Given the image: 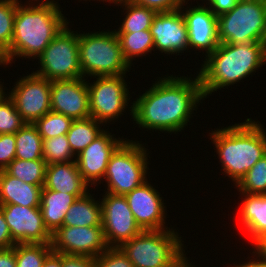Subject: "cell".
<instances>
[{
    "label": "cell",
    "instance_id": "cell-3",
    "mask_svg": "<svg viewBox=\"0 0 266 267\" xmlns=\"http://www.w3.org/2000/svg\"><path fill=\"white\" fill-rule=\"evenodd\" d=\"M199 78L203 97L223 87L249 77L266 63V43H219L216 50L206 56Z\"/></svg>",
    "mask_w": 266,
    "mask_h": 267
},
{
    "label": "cell",
    "instance_id": "cell-38",
    "mask_svg": "<svg viewBox=\"0 0 266 267\" xmlns=\"http://www.w3.org/2000/svg\"><path fill=\"white\" fill-rule=\"evenodd\" d=\"M133 3L146 6L156 13L170 12L182 8L186 0H129Z\"/></svg>",
    "mask_w": 266,
    "mask_h": 267
},
{
    "label": "cell",
    "instance_id": "cell-11",
    "mask_svg": "<svg viewBox=\"0 0 266 267\" xmlns=\"http://www.w3.org/2000/svg\"><path fill=\"white\" fill-rule=\"evenodd\" d=\"M101 200L102 229L108 247H120L143 231L124 195L106 192Z\"/></svg>",
    "mask_w": 266,
    "mask_h": 267
},
{
    "label": "cell",
    "instance_id": "cell-20",
    "mask_svg": "<svg viewBox=\"0 0 266 267\" xmlns=\"http://www.w3.org/2000/svg\"><path fill=\"white\" fill-rule=\"evenodd\" d=\"M88 186L75 161L47 165L43 188L69 194H86Z\"/></svg>",
    "mask_w": 266,
    "mask_h": 267
},
{
    "label": "cell",
    "instance_id": "cell-27",
    "mask_svg": "<svg viewBox=\"0 0 266 267\" xmlns=\"http://www.w3.org/2000/svg\"><path fill=\"white\" fill-rule=\"evenodd\" d=\"M124 59L131 66L133 57L146 56L154 50L153 37L150 30L134 33H116ZM144 54V55H143Z\"/></svg>",
    "mask_w": 266,
    "mask_h": 267
},
{
    "label": "cell",
    "instance_id": "cell-39",
    "mask_svg": "<svg viewBox=\"0 0 266 267\" xmlns=\"http://www.w3.org/2000/svg\"><path fill=\"white\" fill-rule=\"evenodd\" d=\"M62 267H95V258L62 254Z\"/></svg>",
    "mask_w": 266,
    "mask_h": 267
},
{
    "label": "cell",
    "instance_id": "cell-41",
    "mask_svg": "<svg viewBox=\"0 0 266 267\" xmlns=\"http://www.w3.org/2000/svg\"><path fill=\"white\" fill-rule=\"evenodd\" d=\"M210 10L218 17L221 14L229 12L238 2V0H207Z\"/></svg>",
    "mask_w": 266,
    "mask_h": 267
},
{
    "label": "cell",
    "instance_id": "cell-29",
    "mask_svg": "<svg viewBox=\"0 0 266 267\" xmlns=\"http://www.w3.org/2000/svg\"><path fill=\"white\" fill-rule=\"evenodd\" d=\"M47 164L44 160L14 159L5 171L22 182L33 185H44Z\"/></svg>",
    "mask_w": 266,
    "mask_h": 267
},
{
    "label": "cell",
    "instance_id": "cell-32",
    "mask_svg": "<svg viewBox=\"0 0 266 267\" xmlns=\"http://www.w3.org/2000/svg\"><path fill=\"white\" fill-rule=\"evenodd\" d=\"M73 119L61 113L49 111L34 125L37 127L42 139H50L59 135H66Z\"/></svg>",
    "mask_w": 266,
    "mask_h": 267
},
{
    "label": "cell",
    "instance_id": "cell-35",
    "mask_svg": "<svg viewBox=\"0 0 266 267\" xmlns=\"http://www.w3.org/2000/svg\"><path fill=\"white\" fill-rule=\"evenodd\" d=\"M24 124L14 102L6 95L0 101V134H15Z\"/></svg>",
    "mask_w": 266,
    "mask_h": 267
},
{
    "label": "cell",
    "instance_id": "cell-30",
    "mask_svg": "<svg viewBox=\"0 0 266 267\" xmlns=\"http://www.w3.org/2000/svg\"><path fill=\"white\" fill-rule=\"evenodd\" d=\"M51 252V243L15 244L16 267H42Z\"/></svg>",
    "mask_w": 266,
    "mask_h": 267
},
{
    "label": "cell",
    "instance_id": "cell-14",
    "mask_svg": "<svg viewBox=\"0 0 266 267\" xmlns=\"http://www.w3.org/2000/svg\"><path fill=\"white\" fill-rule=\"evenodd\" d=\"M0 210L16 244L51 243L52 234L44 225L40 208L8 204L0 205Z\"/></svg>",
    "mask_w": 266,
    "mask_h": 267
},
{
    "label": "cell",
    "instance_id": "cell-4",
    "mask_svg": "<svg viewBox=\"0 0 266 267\" xmlns=\"http://www.w3.org/2000/svg\"><path fill=\"white\" fill-rule=\"evenodd\" d=\"M257 123L247 118L243 123L209 133L222 170L236 185L266 155V132Z\"/></svg>",
    "mask_w": 266,
    "mask_h": 267
},
{
    "label": "cell",
    "instance_id": "cell-6",
    "mask_svg": "<svg viewBox=\"0 0 266 267\" xmlns=\"http://www.w3.org/2000/svg\"><path fill=\"white\" fill-rule=\"evenodd\" d=\"M78 46L83 78L125 75L131 68L115 31L78 34Z\"/></svg>",
    "mask_w": 266,
    "mask_h": 267
},
{
    "label": "cell",
    "instance_id": "cell-24",
    "mask_svg": "<svg viewBox=\"0 0 266 267\" xmlns=\"http://www.w3.org/2000/svg\"><path fill=\"white\" fill-rule=\"evenodd\" d=\"M92 197L89 192L78 197L68 209L63 226L102 227L101 204Z\"/></svg>",
    "mask_w": 266,
    "mask_h": 267
},
{
    "label": "cell",
    "instance_id": "cell-17",
    "mask_svg": "<svg viewBox=\"0 0 266 267\" xmlns=\"http://www.w3.org/2000/svg\"><path fill=\"white\" fill-rule=\"evenodd\" d=\"M150 32L154 48L165 54H177L188 50V30L181 8L170 12L156 13Z\"/></svg>",
    "mask_w": 266,
    "mask_h": 267
},
{
    "label": "cell",
    "instance_id": "cell-40",
    "mask_svg": "<svg viewBox=\"0 0 266 267\" xmlns=\"http://www.w3.org/2000/svg\"><path fill=\"white\" fill-rule=\"evenodd\" d=\"M16 242L12 239L8 224L0 210V249L13 247Z\"/></svg>",
    "mask_w": 266,
    "mask_h": 267
},
{
    "label": "cell",
    "instance_id": "cell-23",
    "mask_svg": "<svg viewBox=\"0 0 266 267\" xmlns=\"http://www.w3.org/2000/svg\"><path fill=\"white\" fill-rule=\"evenodd\" d=\"M242 194L245 198L240 207L239 218L254 244L266 233V194Z\"/></svg>",
    "mask_w": 266,
    "mask_h": 267
},
{
    "label": "cell",
    "instance_id": "cell-22",
    "mask_svg": "<svg viewBox=\"0 0 266 267\" xmlns=\"http://www.w3.org/2000/svg\"><path fill=\"white\" fill-rule=\"evenodd\" d=\"M83 195L85 194H69L42 188L40 210L44 225L51 234L63 226L68 209Z\"/></svg>",
    "mask_w": 266,
    "mask_h": 267
},
{
    "label": "cell",
    "instance_id": "cell-44",
    "mask_svg": "<svg viewBox=\"0 0 266 267\" xmlns=\"http://www.w3.org/2000/svg\"><path fill=\"white\" fill-rule=\"evenodd\" d=\"M255 247L253 249L259 257L264 258L266 260V233L262 235L255 243ZM257 251V252H256Z\"/></svg>",
    "mask_w": 266,
    "mask_h": 267
},
{
    "label": "cell",
    "instance_id": "cell-5",
    "mask_svg": "<svg viewBox=\"0 0 266 267\" xmlns=\"http://www.w3.org/2000/svg\"><path fill=\"white\" fill-rule=\"evenodd\" d=\"M181 241L177 231L170 228L148 230L142 231L119 248L133 267H193L183 253L184 244Z\"/></svg>",
    "mask_w": 266,
    "mask_h": 267
},
{
    "label": "cell",
    "instance_id": "cell-28",
    "mask_svg": "<svg viewBox=\"0 0 266 267\" xmlns=\"http://www.w3.org/2000/svg\"><path fill=\"white\" fill-rule=\"evenodd\" d=\"M127 10L121 28L115 33H136L143 30H150L153 17L156 12L146 6L133 3L129 0L121 3Z\"/></svg>",
    "mask_w": 266,
    "mask_h": 267
},
{
    "label": "cell",
    "instance_id": "cell-19",
    "mask_svg": "<svg viewBox=\"0 0 266 267\" xmlns=\"http://www.w3.org/2000/svg\"><path fill=\"white\" fill-rule=\"evenodd\" d=\"M188 30L189 47L213 53L219 45L218 18L207 6H193L181 10Z\"/></svg>",
    "mask_w": 266,
    "mask_h": 267
},
{
    "label": "cell",
    "instance_id": "cell-45",
    "mask_svg": "<svg viewBox=\"0 0 266 267\" xmlns=\"http://www.w3.org/2000/svg\"><path fill=\"white\" fill-rule=\"evenodd\" d=\"M261 259H257L256 261L251 259L249 260V262L247 261V263H243L236 266L234 264V267H266V260L264 258Z\"/></svg>",
    "mask_w": 266,
    "mask_h": 267
},
{
    "label": "cell",
    "instance_id": "cell-10",
    "mask_svg": "<svg viewBox=\"0 0 266 267\" xmlns=\"http://www.w3.org/2000/svg\"><path fill=\"white\" fill-rule=\"evenodd\" d=\"M125 75L98 76L93 84L87 82L90 115L100 123L117 119L128 106L129 90Z\"/></svg>",
    "mask_w": 266,
    "mask_h": 267
},
{
    "label": "cell",
    "instance_id": "cell-34",
    "mask_svg": "<svg viewBox=\"0 0 266 267\" xmlns=\"http://www.w3.org/2000/svg\"><path fill=\"white\" fill-rule=\"evenodd\" d=\"M236 187L241 193L266 194V155L256 162Z\"/></svg>",
    "mask_w": 266,
    "mask_h": 267
},
{
    "label": "cell",
    "instance_id": "cell-42",
    "mask_svg": "<svg viewBox=\"0 0 266 267\" xmlns=\"http://www.w3.org/2000/svg\"><path fill=\"white\" fill-rule=\"evenodd\" d=\"M0 267H16L15 245L0 249Z\"/></svg>",
    "mask_w": 266,
    "mask_h": 267
},
{
    "label": "cell",
    "instance_id": "cell-7",
    "mask_svg": "<svg viewBox=\"0 0 266 267\" xmlns=\"http://www.w3.org/2000/svg\"><path fill=\"white\" fill-rule=\"evenodd\" d=\"M217 18L220 43H266V0H238Z\"/></svg>",
    "mask_w": 266,
    "mask_h": 267
},
{
    "label": "cell",
    "instance_id": "cell-21",
    "mask_svg": "<svg viewBox=\"0 0 266 267\" xmlns=\"http://www.w3.org/2000/svg\"><path fill=\"white\" fill-rule=\"evenodd\" d=\"M42 188L43 185L27 184L0 170V205L40 208Z\"/></svg>",
    "mask_w": 266,
    "mask_h": 267
},
{
    "label": "cell",
    "instance_id": "cell-1",
    "mask_svg": "<svg viewBox=\"0 0 266 267\" xmlns=\"http://www.w3.org/2000/svg\"><path fill=\"white\" fill-rule=\"evenodd\" d=\"M203 98L199 75L194 80L172 75L160 77L133 101L130 113L139 127L176 133L184 129Z\"/></svg>",
    "mask_w": 266,
    "mask_h": 267
},
{
    "label": "cell",
    "instance_id": "cell-13",
    "mask_svg": "<svg viewBox=\"0 0 266 267\" xmlns=\"http://www.w3.org/2000/svg\"><path fill=\"white\" fill-rule=\"evenodd\" d=\"M52 251L96 258L109 247L102 227L61 226L52 234Z\"/></svg>",
    "mask_w": 266,
    "mask_h": 267
},
{
    "label": "cell",
    "instance_id": "cell-8",
    "mask_svg": "<svg viewBox=\"0 0 266 267\" xmlns=\"http://www.w3.org/2000/svg\"><path fill=\"white\" fill-rule=\"evenodd\" d=\"M132 140H125L111 155L105 173L107 193L125 195L147 181V150ZM147 169V170H146Z\"/></svg>",
    "mask_w": 266,
    "mask_h": 267
},
{
    "label": "cell",
    "instance_id": "cell-33",
    "mask_svg": "<svg viewBox=\"0 0 266 267\" xmlns=\"http://www.w3.org/2000/svg\"><path fill=\"white\" fill-rule=\"evenodd\" d=\"M74 154L70 148L67 135H59L50 139H43V159L47 165L54 163H68Z\"/></svg>",
    "mask_w": 266,
    "mask_h": 267
},
{
    "label": "cell",
    "instance_id": "cell-46",
    "mask_svg": "<svg viewBox=\"0 0 266 267\" xmlns=\"http://www.w3.org/2000/svg\"><path fill=\"white\" fill-rule=\"evenodd\" d=\"M1 83V82H0ZM6 92H4V89H3V86L2 84H0V101L5 97V94Z\"/></svg>",
    "mask_w": 266,
    "mask_h": 267
},
{
    "label": "cell",
    "instance_id": "cell-18",
    "mask_svg": "<svg viewBox=\"0 0 266 267\" xmlns=\"http://www.w3.org/2000/svg\"><path fill=\"white\" fill-rule=\"evenodd\" d=\"M124 142L117 140L111 133L104 131L75 158L81 177L89 184L95 185L104 179L111 155Z\"/></svg>",
    "mask_w": 266,
    "mask_h": 267
},
{
    "label": "cell",
    "instance_id": "cell-2",
    "mask_svg": "<svg viewBox=\"0 0 266 267\" xmlns=\"http://www.w3.org/2000/svg\"><path fill=\"white\" fill-rule=\"evenodd\" d=\"M19 3L14 18L13 39L9 51L1 58L3 65L14 57H39L50 42L68 25L58 4Z\"/></svg>",
    "mask_w": 266,
    "mask_h": 267
},
{
    "label": "cell",
    "instance_id": "cell-47",
    "mask_svg": "<svg viewBox=\"0 0 266 267\" xmlns=\"http://www.w3.org/2000/svg\"><path fill=\"white\" fill-rule=\"evenodd\" d=\"M102 1H109V2H112L114 4H117V5H121L122 2H125L127 0H102Z\"/></svg>",
    "mask_w": 266,
    "mask_h": 267
},
{
    "label": "cell",
    "instance_id": "cell-26",
    "mask_svg": "<svg viewBox=\"0 0 266 267\" xmlns=\"http://www.w3.org/2000/svg\"><path fill=\"white\" fill-rule=\"evenodd\" d=\"M99 124L102 123L93 117L73 120L66 135L74 155L77 156L105 131Z\"/></svg>",
    "mask_w": 266,
    "mask_h": 267
},
{
    "label": "cell",
    "instance_id": "cell-12",
    "mask_svg": "<svg viewBox=\"0 0 266 267\" xmlns=\"http://www.w3.org/2000/svg\"><path fill=\"white\" fill-rule=\"evenodd\" d=\"M8 96L25 123L34 124L51 111V81L31 73L16 82Z\"/></svg>",
    "mask_w": 266,
    "mask_h": 267
},
{
    "label": "cell",
    "instance_id": "cell-15",
    "mask_svg": "<svg viewBox=\"0 0 266 267\" xmlns=\"http://www.w3.org/2000/svg\"><path fill=\"white\" fill-rule=\"evenodd\" d=\"M51 111L73 120L91 117L89 91L84 78L51 81Z\"/></svg>",
    "mask_w": 266,
    "mask_h": 267
},
{
    "label": "cell",
    "instance_id": "cell-48",
    "mask_svg": "<svg viewBox=\"0 0 266 267\" xmlns=\"http://www.w3.org/2000/svg\"><path fill=\"white\" fill-rule=\"evenodd\" d=\"M32 1H33V0H32ZM34 1H38V0H34ZM41 1H42V2H41L42 4H44V3L57 4V3H54V2H55L54 0H53V1H52V0H51V1H50V0H41Z\"/></svg>",
    "mask_w": 266,
    "mask_h": 267
},
{
    "label": "cell",
    "instance_id": "cell-9",
    "mask_svg": "<svg viewBox=\"0 0 266 267\" xmlns=\"http://www.w3.org/2000/svg\"><path fill=\"white\" fill-rule=\"evenodd\" d=\"M69 30L68 26L50 42L37 58L40 70L34 74L53 80L83 78L79 62L78 33Z\"/></svg>",
    "mask_w": 266,
    "mask_h": 267
},
{
    "label": "cell",
    "instance_id": "cell-37",
    "mask_svg": "<svg viewBox=\"0 0 266 267\" xmlns=\"http://www.w3.org/2000/svg\"><path fill=\"white\" fill-rule=\"evenodd\" d=\"M15 154V134H0V170H5V168L15 159Z\"/></svg>",
    "mask_w": 266,
    "mask_h": 267
},
{
    "label": "cell",
    "instance_id": "cell-31",
    "mask_svg": "<svg viewBox=\"0 0 266 267\" xmlns=\"http://www.w3.org/2000/svg\"><path fill=\"white\" fill-rule=\"evenodd\" d=\"M18 0H0V58L10 49Z\"/></svg>",
    "mask_w": 266,
    "mask_h": 267
},
{
    "label": "cell",
    "instance_id": "cell-43",
    "mask_svg": "<svg viewBox=\"0 0 266 267\" xmlns=\"http://www.w3.org/2000/svg\"><path fill=\"white\" fill-rule=\"evenodd\" d=\"M42 267H62V254L51 252L42 264Z\"/></svg>",
    "mask_w": 266,
    "mask_h": 267
},
{
    "label": "cell",
    "instance_id": "cell-25",
    "mask_svg": "<svg viewBox=\"0 0 266 267\" xmlns=\"http://www.w3.org/2000/svg\"><path fill=\"white\" fill-rule=\"evenodd\" d=\"M15 159L44 160L43 139L37 127L31 123H25L16 133Z\"/></svg>",
    "mask_w": 266,
    "mask_h": 267
},
{
    "label": "cell",
    "instance_id": "cell-36",
    "mask_svg": "<svg viewBox=\"0 0 266 267\" xmlns=\"http://www.w3.org/2000/svg\"><path fill=\"white\" fill-rule=\"evenodd\" d=\"M95 267H133L119 247H109L95 258Z\"/></svg>",
    "mask_w": 266,
    "mask_h": 267
},
{
    "label": "cell",
    "instance_id": "cell-16",
    "mask_svg": "<svg viewBox=\"0 0 266 267\" xmlns=\"http://www.w3.org/2000/svg\"><path fill=\"white\" fill-rule=\"evenodd\" d=\"M124 196L136 223L143 231L165 230V203L148 181Z\"/></svg>",
    "mask_w": 266,
    "mask_h": 267
}]
</instances>
